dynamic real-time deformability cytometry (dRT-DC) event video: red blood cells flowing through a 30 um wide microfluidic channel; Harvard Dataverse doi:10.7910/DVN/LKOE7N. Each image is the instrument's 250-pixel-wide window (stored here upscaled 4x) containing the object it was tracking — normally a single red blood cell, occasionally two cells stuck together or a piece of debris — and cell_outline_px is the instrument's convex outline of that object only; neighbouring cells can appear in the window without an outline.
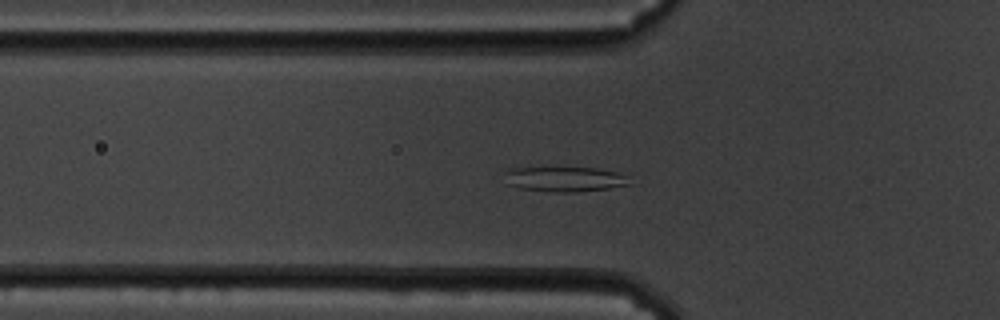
{"species": "common noctule bat (a hibernating species)", "species_latin": "Nyctalus noctula", "temperature_condition": "cold", "stored_images_in_passage": 42, "camera_frame_rate_fps": 3000, "um_per_image_px": 0.085, "animal": {"sex": "male", "body_mass_g": 19.5, "forearm_length_mm": 54.6}, "frame": {"image": 1, "passage_image": 3, "time_ms": 0.667, "image_size_px": [1000, 320], "cell_outline_px": [[632, 184], [608, 188], [576, 192], [552, 192], [520, 188], [508, 184], [504, 172], [504, 168], [596, 168], [616, 172], [624, 176]], "centroid_in_image_um": [47.95, 15.23], "position_along_channel_um": 77.9, "area_um2": 17.98}}
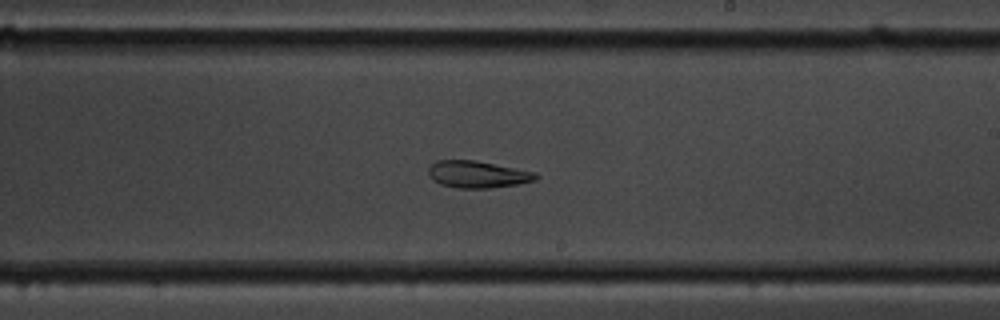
{"frame": {"image": 2, "passage_image": 18, "time_ms": 5.667, "image_size_px": [1000, 320], "cell_outline_px": [[540, 176], [536, 180], [516, 184], [492, 188], [456, 188], [440, 184], [432, 180], [428, 176], [428, 168], [436, 160], [476, 160], [536, 172]], "centroid_in_image_um": [40.58, 14.82], "position_along_channel_um": 248.4, "area_um2": 17.05}}
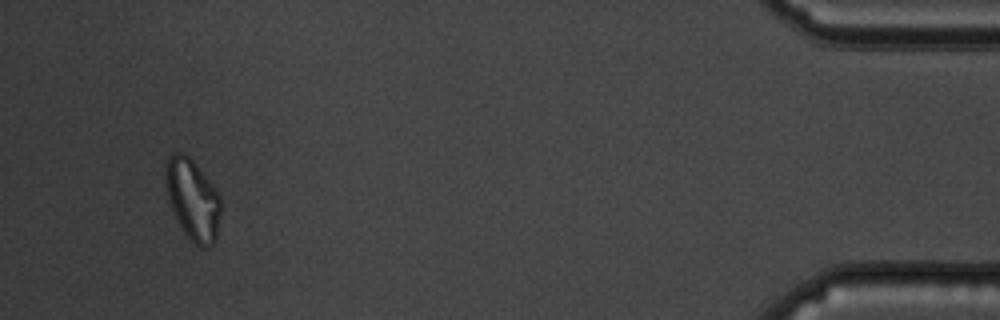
{"frame": {"image": 3, "passage_image": 39, "time_ms": 12.667, "image_size_px": [1000, 320], "cell_outline_px": [[220, 212], [216, 240], [208, 248], [200, 248], [184, 232], [176, 220], [168, 196], [164, 176], [164, 168], [168, 156], [172, 152], [184, 152], [196, 164], [212, 184], [220, 196]], "centroid_in_image_um": [16.36, 16.94], "position_along_channel_um": 418.8, "area_um2": 26.07}, "authors_computed_cell_mechanics": {"area_um2": 17.8891, "velocity_mm_per_s": 3.415, "shape_relaxation_time_tau1_ms": null, "shape_relaxation_time_tau2_ms": 4.2875, "deformation_change_tau1": null, "deformation_change_tau2": 0.1013}}